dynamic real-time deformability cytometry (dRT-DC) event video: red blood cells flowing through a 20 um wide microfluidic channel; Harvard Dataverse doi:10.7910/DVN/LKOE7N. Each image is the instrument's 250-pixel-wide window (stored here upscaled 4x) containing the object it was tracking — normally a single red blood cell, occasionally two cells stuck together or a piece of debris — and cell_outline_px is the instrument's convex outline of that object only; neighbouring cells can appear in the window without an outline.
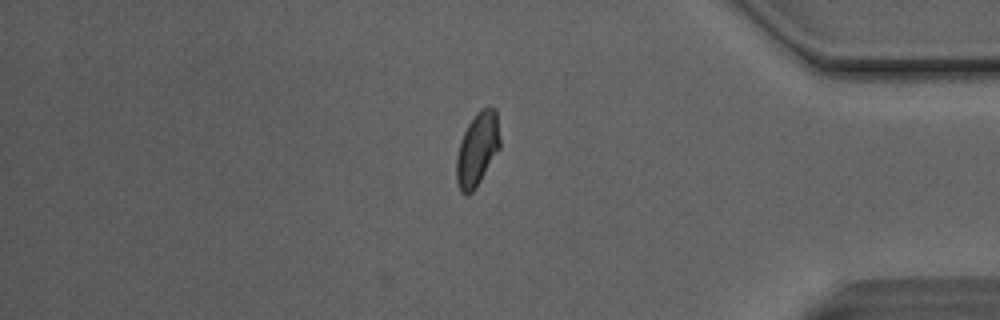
{"species": "Egyptian fruit bat (a non-hibernating species)", "species_latin": "Rousettus aegyptiacus", "temperature_condition": "room temperature", "stored_images_in_passage": 32, "camera_frame_rate_fps": 3000, "um_per_image_px": 0.085, "animal": {"sex": "male"}, "frame": {"image": 1, "passage_image": 32, "time_ms": 10.333, "image_size_px": [1000, 320], "cell_outline_px": [[500, 148], [476, 188], [468, 196], [460, 192], [456, 180], [456, 156], [460, 140], [468, 124], [476, 112], [480, 108], [496, 108], [500, 140]], "centroid_in_image_um": [40.56, 12.7], "position_along_channel_um": 394.6, "area_um2": 18.84}, "authors_computed_cell_mechanics": {"area_um2": 18.6983, "velocity_mm_per_s": 4.1287, "shape_relaxation_time_tau1_ms": 6.7727, "shape_relaxation_time_tau2_ms": 0.9638, "deformation_change_tau1": 0.1195, "deformation_change_tau2": 0.0623}}